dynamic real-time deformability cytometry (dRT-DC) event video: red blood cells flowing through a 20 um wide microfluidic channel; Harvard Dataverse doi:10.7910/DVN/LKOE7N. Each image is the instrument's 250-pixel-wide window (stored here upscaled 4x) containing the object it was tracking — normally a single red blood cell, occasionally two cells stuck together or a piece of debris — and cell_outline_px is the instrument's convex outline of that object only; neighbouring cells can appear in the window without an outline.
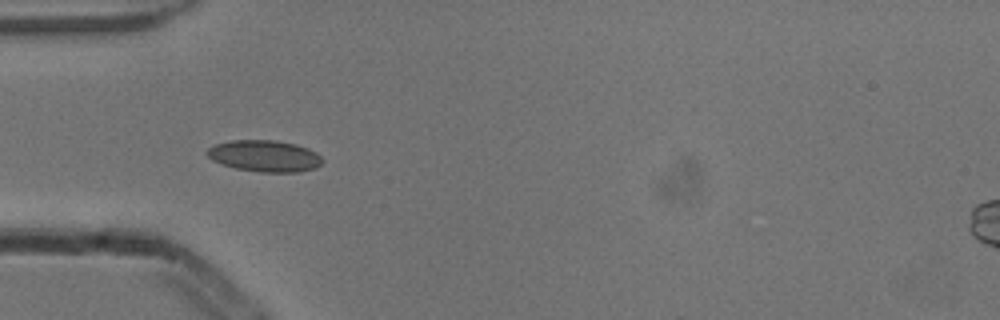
{"species": "common noctule bat (a hibernating species)", "species_latin": "Nyctalus noctula", "temperature_condition": "cold", "stored_images_in_passage": 10, "camera_frame_rate_fps": 3000, "um_per_image_px": 0.085, "animal": {"sex": "male", "body_mass_g": 13.3}, "frame": {"image": 1, "passage_image": 5, "time_ms": 1.333, "image_size_px": [1000, 320], "cell_outline_px": [[324, 160], [316, 168], [300, 172], [260, 172], [236, 168], [220, 164], [212, 160], [204, 152], [208, 148], [216, 144], [232, 140], [276, 140], [296, 144], [308, 148], [316, 152]], "centroid_in_image_um": [22.49, 13.26], "position_along_channel_um": 62.5, "area_um2": 21.33}}
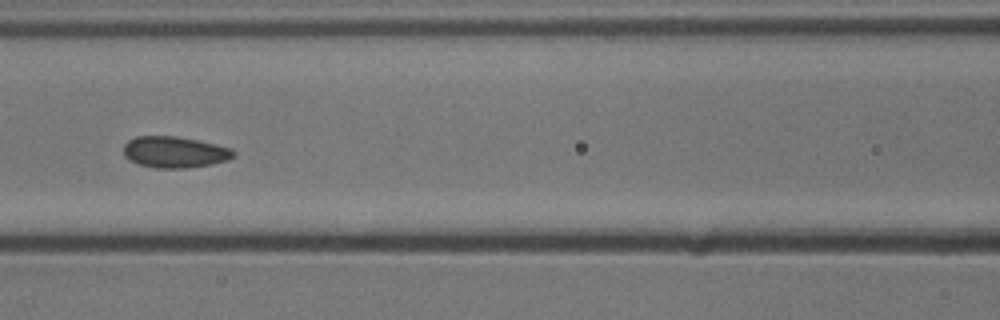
{"frame": {"image": 2, "passage_image": 7, "time_ms": 2.0, "image_size_px": [1000, 320], "cell_outline_px": [[236, 156], [228, 160], [212, 164], [188, 168], [156, 168], [140, 164], [128, 160], [124, 156], [124, 144], [128, 140], [136, 136], [176, 136], [216, 144], [232, 148], [236, 152]], "centroid_in_image_um": [14.87, 12.93], "position_along_channel_um": 151.7, "area_um2": 20.23}}
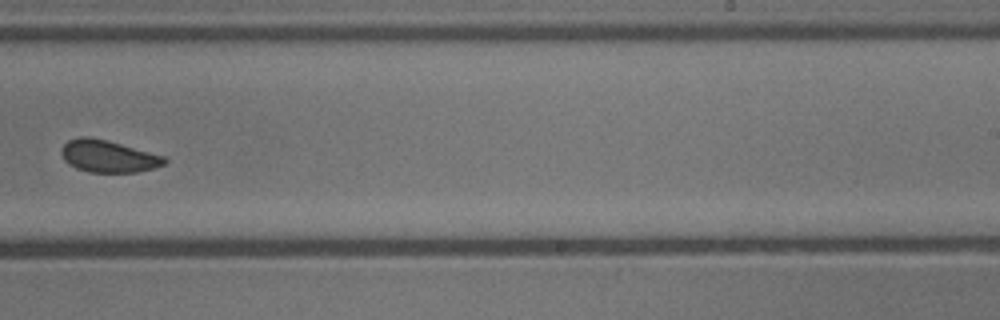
{"frame": {"image": 3, "passage_image": 10, "time_ms": 3.0, "image_size_px": [1000, 320], "cell_outline_px": [[168, 160], [164, 164], [152, 168], [136, 172], [88, 172], [76, 168], [68, 164], [64, 160], [60, 152], [60, 148], [68, 140], [80, 136], [88, 136], [108, 140], [164, 156]], "centroid_in_image_um": [9.15, 13.27], "position_along_channel_um": 279.8, "area_um2": 19.36}}